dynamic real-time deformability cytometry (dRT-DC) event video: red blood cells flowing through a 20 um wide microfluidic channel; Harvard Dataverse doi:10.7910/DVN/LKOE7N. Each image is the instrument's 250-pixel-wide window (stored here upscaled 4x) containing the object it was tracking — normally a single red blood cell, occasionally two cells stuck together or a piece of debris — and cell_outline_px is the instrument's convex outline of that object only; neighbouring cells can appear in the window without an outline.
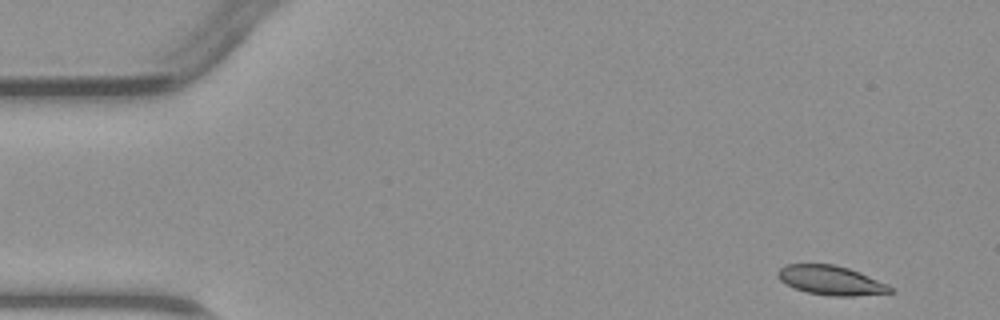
{"species": "common noctule bat (a hibernating species)", "species_latin": "Nyctalus noctula", "temperature_condition": "warm", "stored_images_in_passage": 4, "camera_frame_rate_fps": 3000, "um_per_image_px": 0.085, "animal": {"sex": "male", "body_mass_g": 23.1, "forearm_length_mm": 52.7}, "frame": {"image": 1, "passage_image": 1, "time_ms": 0.0, "image_size_px": [1000, 320], "cell_outline_px": [[892, 292], [852, 296], [832, 296], [808, 292], [796, 288], [780, 280], [776, 276], [776, 272], [784, 264], [832, 264], [848, 268], [860, 272], [888, 284], [892, 288]], "centroid_in_image_um": [70.61, 23.81], "position_along_channel_um": 14.4, "area_um2": 19.02}}
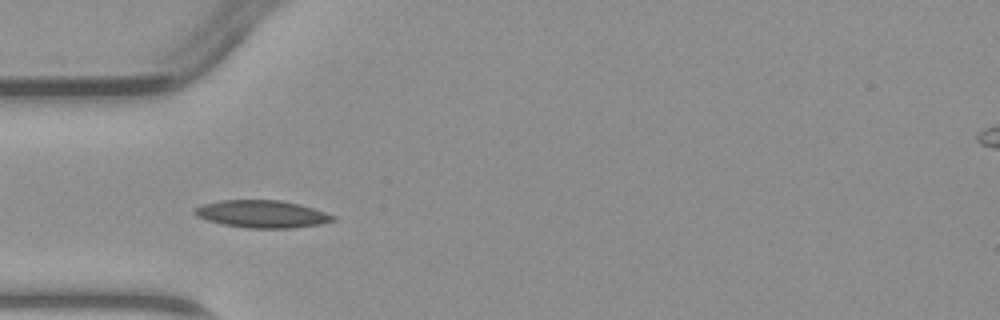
{"frame": {"image": 2, "passage_image": 4, "time_ms": 3.667, "image_size_px": [1000, 320], "cell_outline_px": [[336, 220], [320, 224], [292, 228], [248, 228], [224, 224], [208, 220], [196, 216], [192, 212], [196, 208], [204, 204], [220, 200], [280, 200], [300, 204], [336, 216]], "centroid_in_image_um": [22.29, 18.19], "position_along_channel_um": 62.7, "area_um2": 21.96}}